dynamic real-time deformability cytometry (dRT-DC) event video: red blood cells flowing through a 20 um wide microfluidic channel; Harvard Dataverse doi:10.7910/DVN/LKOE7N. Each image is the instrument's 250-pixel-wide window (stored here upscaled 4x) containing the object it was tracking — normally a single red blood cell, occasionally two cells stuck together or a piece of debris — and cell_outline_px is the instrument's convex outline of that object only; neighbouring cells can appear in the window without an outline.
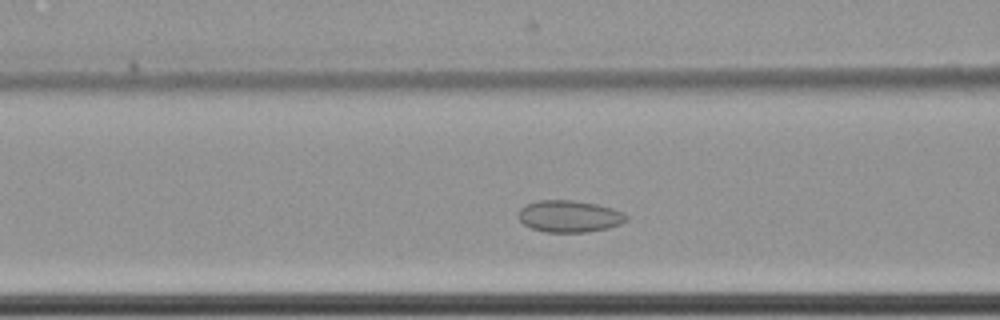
{"species": "common noctule bat (a hibernating species)", "species_latin": "Nyctalus noctula", "temperature_condition": "cold", "stored_images_in_passage": 46, "camera_frame_rate_fps": 3000, "um_per_image_px": 0.085, "animal": {"sex": "female", "body_mass_g": 22.7, "forearm_length_mm": 54.2}, "frame": {"image": 1, "passage_image": 14, "time_ms": 4.333, "image_size_px": [1000, 320], "cell_outline_px": [[628, 220], [620, 224], [608, 228], [588, 232], [544, 232], [532, 228], [524, 224], [520, 220], [520, 208], [524, 204], [536, 200], [572, 200], [596, 204], [612, 208], [624, 212], [628, 216]], "centroid_in_image_um": [48.41, 18.38], "position_along_channel_um": 118.2, "area_um2": 20.11}}
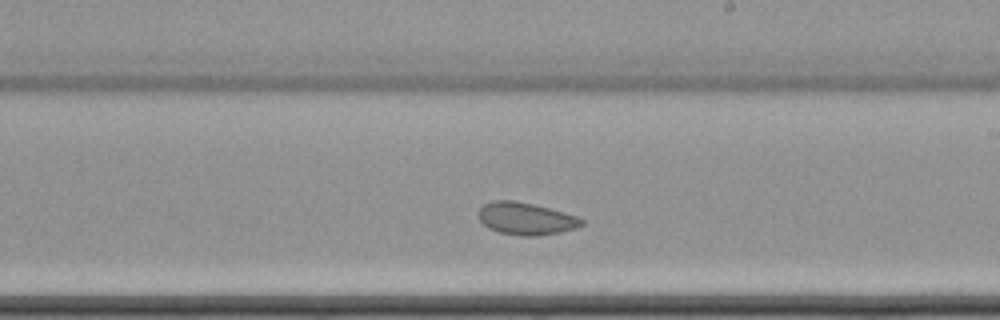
{"frame": {"image": 2, "passage_image": 25, "time_ms": 8.0, "image_size_px": [1000, 320], "cell_outline_px": [[584, 224], [576, 228], [560, 232], [536, 236], [520, 236], [500, 232], [488, 228], [480, 220], [476, 212], [484, 204], [492, 200], [512, 200], [532, 204], [548, 208], [576, 216], [584, 220]], "centroid_in_image_um": [44.67, 18.58], "position_along_channel_um": 244.3, "area_um2": 19.36}}
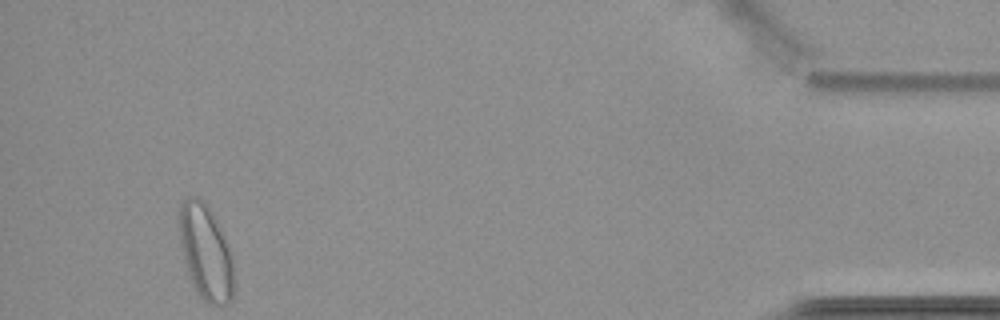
{"frame": {"image": 3, "passage_image": 46, "time_ms": 15.0, "image_size_px": [1000, 320], "cell_outline_px": [[232, 300], [228, 304], [208, 304], [200, 296], [188, 280], [180, 244], [176, 220], [180, 204], [188, 196], [200, 196], [208, 204], [228, 244], [232, 256]], "centroid_in_image_um": [17.42, 21.38], "position_along_channel_um": 417.8, "area_um2": 30.98}, "authors_computed_cell_mechanics": {"area_um2": 20.7213, "velocity_mm_per_s": 3.4423, "shape_relaxation_time_tau1_ms": null, "shape_relaxation_time_tau2_ms": 2.0903, "deformation_change_tau1": null, "deformation_change_tau2": 0.0525}}